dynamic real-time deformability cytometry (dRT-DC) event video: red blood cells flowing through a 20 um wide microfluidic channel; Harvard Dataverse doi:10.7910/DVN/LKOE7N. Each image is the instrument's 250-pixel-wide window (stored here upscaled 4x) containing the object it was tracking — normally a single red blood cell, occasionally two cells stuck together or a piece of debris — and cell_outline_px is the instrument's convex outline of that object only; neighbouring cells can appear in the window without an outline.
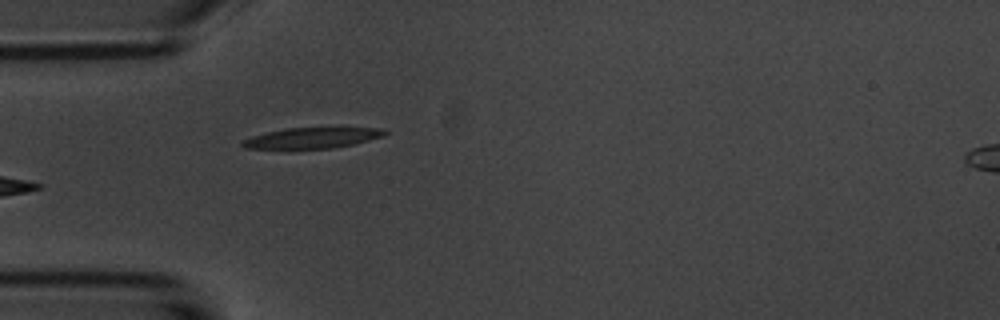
{"species": "common noctule bat (a hibernating species)", "species_latin": "Nyctalus noctula", "temperature_condition": "room temperature", "stored_images_in_passage": 5, "camera_frame_rate_fps": 3000, "um_per_image_px": 0.085, "animal": {"sex": "male", "body_mass_g": 20.1, "forearm_length_mm": 53.5}, "frame": {"image": 1, "passage_image": 5, "time_ms": 4.333, "image_size_px": [1000, 320], "cell_outline_px": [[388, 132], [384, 136], [352, 144], [332, 148], [244, 148], [240, 144], [244, 140], [252, 136], [268, 132], [288, 128], [380, 128]], "centroid_in_image_um": [26.54, 11.72], "position_along_channel_um": 58.5, "area_um2": 16.7}}